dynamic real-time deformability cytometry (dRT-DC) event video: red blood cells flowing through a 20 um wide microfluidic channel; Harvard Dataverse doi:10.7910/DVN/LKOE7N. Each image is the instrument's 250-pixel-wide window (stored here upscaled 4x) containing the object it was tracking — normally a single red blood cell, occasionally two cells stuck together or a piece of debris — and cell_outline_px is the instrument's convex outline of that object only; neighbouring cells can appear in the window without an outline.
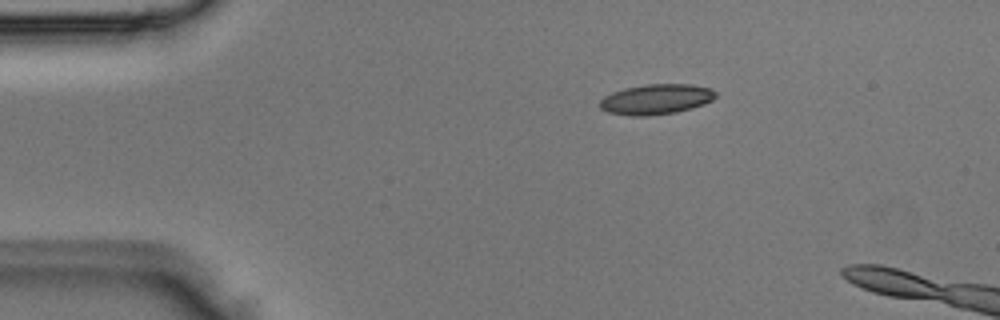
{"species": "Egyptian fruit bat (a non-hibernating species)", "species_latin": "Rousettus aegyptiacus", "temperature_condition": "room temperature", "stored_images_in_passage": 3, "camera_frame_rate_fps": 3000, "um_per_image_px": 0.085, "animal": {"sex": "male"}, "frame": {"image": 1, "passage_image": 1, "time_ms": 0.0, "image_size_px": [1000, 320], "cell_outline_px": [[716, 96], [712, 100], [704, 104], [692, 108], [676, 112], [648, 116], [632, 116], [608, 112], [600, 108], [600, 100], [604, 96], [612, 92], [624, 88], [648, 84], [688, 84], [712, 88], [716, 92]], "centroid_in_image_um": [55.78, 8.43], "position_along_channel_um": 29.2, "area_um2": 20.46}}